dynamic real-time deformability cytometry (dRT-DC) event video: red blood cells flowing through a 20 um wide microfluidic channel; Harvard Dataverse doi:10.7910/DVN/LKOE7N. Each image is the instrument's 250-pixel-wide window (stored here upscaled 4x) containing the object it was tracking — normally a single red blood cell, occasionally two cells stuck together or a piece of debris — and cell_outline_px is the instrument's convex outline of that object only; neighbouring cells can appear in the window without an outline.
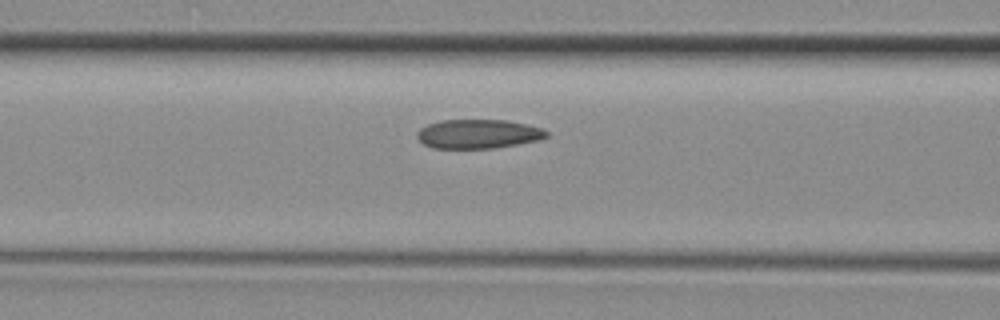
{"species": "common noctule bat (a hibernating species)", "species_latin": "Nyctalus noctula", "temperature_condition": "room temperature", "stored_images_in_passage": 5, "camera_frame_rate_fps": 3000, "um_per_image_px": 0.085, "animal": {"sex": "female", "body_mass_g": 29.2, "forearm_length_mm": 56.3}, "frame": {"image": 1, "passage_image": 4, "time_ms": 1.0, "image_size_px": [1000, 320], "cell_outline_px": [[548, 136], [536, 140], [496, 148], [432, 148], [424, 144], [416, 136], [416, 132], [420, 128], [428, 124], [440, 120], [508, 120], [544, 128], [548, 132]], "centroid_in_image_um": [40.63, 11.38], "position_along_channel_um": 126.0, "area_um2": 21.96}}